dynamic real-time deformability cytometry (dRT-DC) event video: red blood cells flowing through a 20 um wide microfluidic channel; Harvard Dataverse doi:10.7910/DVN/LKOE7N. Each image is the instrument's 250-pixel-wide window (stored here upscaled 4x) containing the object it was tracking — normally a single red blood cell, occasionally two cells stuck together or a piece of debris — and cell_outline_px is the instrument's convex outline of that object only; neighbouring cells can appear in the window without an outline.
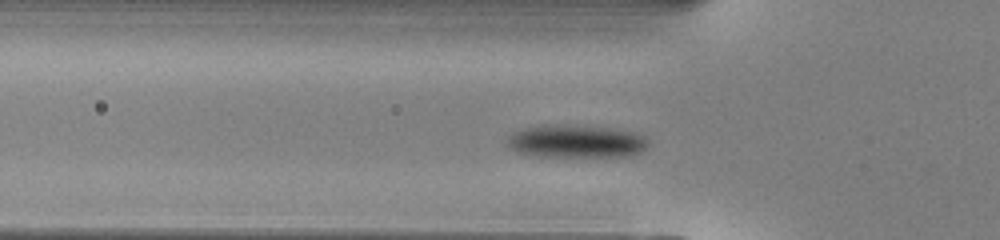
{"species": "common noctule bat (a hibernating species)", "species_latin": "Nyctalus noctula", "temperature_condition": "warm", "stored_images_in_passage": 45, "camera_frame_rate_fps": 3000, "um_per_image_px": 0.085, "animal": {"sex": "male", "body_mass_g": 13.0, "forearm_length_mm": 53.1}, "frame": {"image": 1, "passage_image": 10, "time_ms": 3.0, "image_size_px": [1000, 240], "cell_outline_px": [[648, 148], [632, 156], [536, 156], [516, 152], [508, 148], [508, 136], [512, 132], [528, 128], [560, 124], [564, 124], [608, 128], [632, 132], [644, 136], [648, 140]], "centroid_in_image_um": [48.98, 12.03], "position_along_channel_um": 76.8, "area_um2": 26.88}}
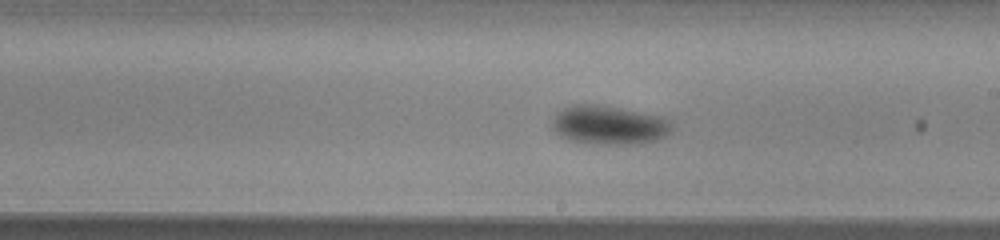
{"frame": {"image": 2, "passage_image": 22, "time_ms": 7.0, "image_size_px": [1000, 240], "cell_outline_px": [[672, 128], [664, 136], [656, 140], [632, 144], [596, 144], [572, 140], [560, 136], [552, 128], [552, 120], [564, 108], [572, 104], [592, 104], [620, 108], [660, 116], [668, 120], [672, 124]], "centroid_in_image_um": [51.75, 10.63], "position_along_channel_um": 237.3, "area_um2": 26.7}}
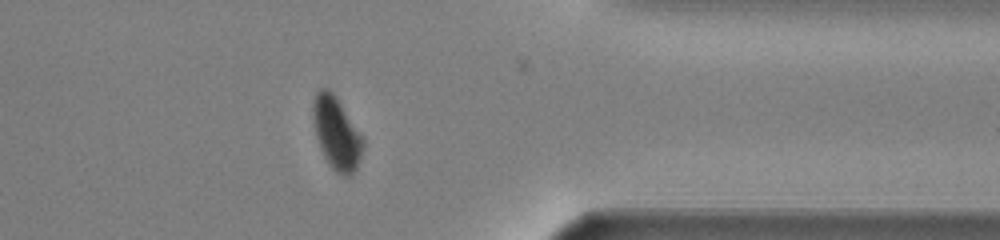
{"frame": {"image": 3, "passage_image": 34, "time_ms": 11.0, "image_size_px": [1000, 240], "cell_outline_px": [[364, 148], [360, 160], [352, 176], [340, 176], [328, 164], [320, 148], [316, 136], [312, 120], [312, 100], [316, 92], [320, 88], [328, 88], [336, 96], [364, 136]], "centroid_in_image_um": [28.61, 11.32], "position_along_channel_um": 382.8, "area_um2": 21.73}, "authors_computed_cell_mechanics": {"area_um2": 24.6806, "velocity_mm_per_s": 4.0097, "shape_relaxation_time_tau1_ms": 1.7391, "shape_relaxation_time_tau2_ms": null, "deformation_change_tau1": 0.1047, "deformation_change_tau2": null}}